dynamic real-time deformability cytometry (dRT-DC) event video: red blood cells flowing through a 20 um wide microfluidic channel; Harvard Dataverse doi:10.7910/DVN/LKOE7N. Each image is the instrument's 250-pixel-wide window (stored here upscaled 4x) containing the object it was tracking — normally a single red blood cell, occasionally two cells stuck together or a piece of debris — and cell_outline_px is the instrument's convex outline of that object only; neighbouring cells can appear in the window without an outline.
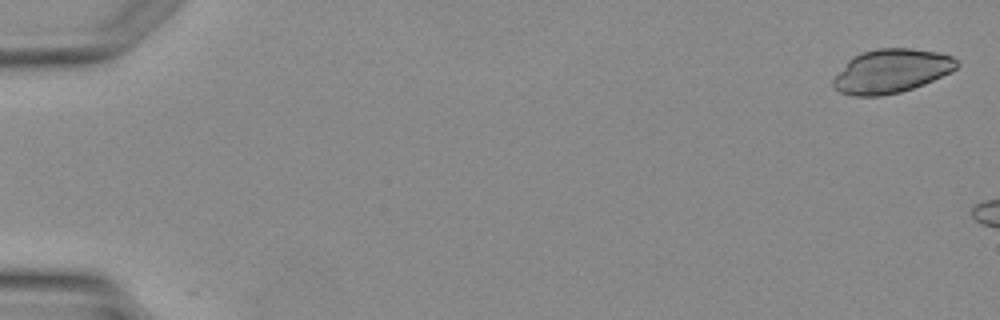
{"species": "Egyptian fruit bat (a non-hibernating species)", "species_latin": "Rousettus aegyptiacus", "temperature_condition": "warm", "stored_images_in_passage": 5, "camera_frame_rate_fps": 3000, "um_per_image_px": 0.085, "animal": {"sex": "female"}, "frame": {"image": 1, "passage_image": 1, "time_ms": 0.0, "image_size_px": [1000, 320], "cell_outline_px": [[960, 64], [956, 68], [924, 84], [900, 92], [880, 96], [852, 96], [840, 92], [832, 88], [832, 80], [848, 60], [852, 56], [876, 48], [908, 48], [936, 52], [952, 56]], "centroid_in_image_um": [75.71, 6.05], "position_along_channel_um": 9.3, "area_um2": 31.39}}
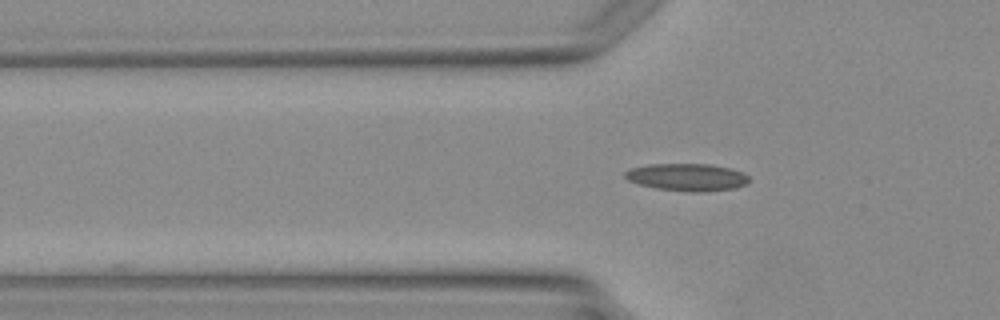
{"frame": {"image": 2, "passage_image": 5, "time_ms": 5.667, "image_size_px": [1000, 320], "cell_outline_px": [[748, 184], [736, 188], [704, 192], [692, 192], [656, 188], [640, 184], [628, 180], [624, 176], [624, 172], [632, 168], [648, 164], [708, 164], [728, 168], [740, 172], [748, 176]], "centroid_in_image_um": [58.4, 15.07], "position_along_channel_um": 67.4, "area_um2": 19.65}}